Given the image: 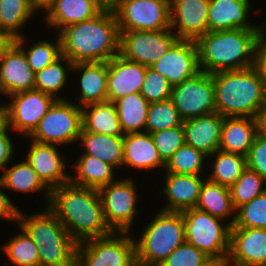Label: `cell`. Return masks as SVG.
<instances>
[{
    "label": "cell",
    "mask_w": 266,
    "mask_h": 266,
    "mask_svg": "<svg viewBox=\"0 0 266 266\" xmlns=\"http://www.w3.org/2000/svg\"><path fill=\"white\" fill-rule=\"evenodd\" d=\"M48 208L78 243L113 233L98 189L65 183L51 190Z\"/></svg>",
    "instance_id": "6da1fadb"
},
{
    "label": "cell",
    "mask_w": 266,
    "mask_h": 266,
    "mask_svg": "<svg viewBox=\"0 0 266 266\" xmlns=\"http://www.w3.org/2000/svg\"><path fill=\"white\" fill-rule=\"evenodd\" d=\"M56 35L62 55L73 64L108 62L119 54L120 32L110 5L93 19L68 25Z\"/></svg>",
    "instance_id": "7a4b0ae2"
},
{
    "label": "cell",
    "mask_w": 266,
    "mask_h": 266,
    "mask_svg": "<svg viewBox=\"0 0 266 266\" xmlns=\"http://www.w3.org/2000/svg\"><path fill=\"white\" fill-rule=\"evenodd\" d=\"M265 30L208 31L195 41L200 71L213 74L255 66L257 43Z\"/></svg>",
    "instance_id": "3957f363"
},
{
    "label": "cell",
    "mask_w": 266,
    "mask_h": 266,
    "mask_svg": "<svg viewBox=\"0 0 266 266\" xmlns=\"http://www.w3.org/2000/svg\"><path fill=\"white\" fill-rule=\"evenodd\" d=\"M216 112L224 117L255 118L266 90L256 66L212 74Z\"/></svg>",
    "instance_id": "277c9868"
},
{
    "label": "cell",
    "mask_w": 266,
    "mask_h": 266,
    "mask_svg": "<svg viewBox=\"0 0 266 266\" xmlns=\"http://www.w3.org/2000/svg\"><path fill=\"white\" fill-rule=\"evenodd\" d=\"M140 234L134 237L137 266H160L185 242L182 213L159 209Z\"/></svg>",
    "instance_id": "5b68a950"
},
{
    "label": "cell",
    "mask_w": 266,
    "mask_h": 266,
    "mask_svg": "<svg viewBox=\"0 0 266 266\" xmlns=\"http://www.w3.org/2000/svg\"><path fill=\"white\" fill-rule=\"evenodd\" d=\"M181 213L184 220L185 241L209 258L227 262L230 253L231 225L195 207Z\"/></svg>",
    "instance_id": "8992f818"
},
{
    "label": "cell",
    "mask_w": 266,
    "mask_h": 266,
    "mask_svg": "<svg viewBox=\"0 0 266 266\" xmlns=\"http://www.w3.org/2000/svg\"><path fill=\"white\" fill-rule=\"evenodd\" d=\"M129 234L113 232L78 243L76 266H137L135 241Z\"/></svg>",
    "instance_id": "52a82bcc"
},
{
    "label": "cell",
    "mask_w": 266,
    "mask_h": 266,
    "mask_svg": "<svg viewBox=\"0 0 266 266\" xmlns=\"http://www.w3.org/2000/svg\"><path fill=\"white\" fill-rule=\"evenodd\" d=\"M82 129V110L70 99L56 100L28 137L41 144L74 145Z\"/></svg>",
    "instance_id": "ba28073f"
},
{
    "label": "cell",
    "mask_w": 266,
    "mask_h": 266,
    "mask_svg": "<svg viewBox=\"0 0 266 266\" xmlns=\"http://www.w3.org/2000/svg\"><path fill=\"white\" fill-rule=\"evenodd\" d=\"M119 31H160L171 27L170 0H115Z\"/></svg>",
    "instance_id": "9c48e42d"
},
{
    "label": "cell",
    "mask_w": 266,
    "mask_h": 266,
    "mask_svg": "<svg viewBox=\"0 0 266 266\" xmlns=\"http://www.w3.org/2000/svg\"><path fill=\"white\" fill-rule=\"evenodd\" d=\"M135 179L118 178L99 189L106 223L113 232H130L139 213ZM138 198V199H137Z\"/></svg>",
    "instance_id": "30bf717a"
},
{
    "label": "cell",
    "mask_w": 266,
    "mask_h": 266,
    "mask_svg": "<svg viewBox=\"0 0 266 266\" xmlns=\"http://www.w3.org/2000/svg\"><path fill=\"white\" fill-rule=\"evenodd\" d=\"M4 112L5 124L20 136L29 137L56 99L38 90L8 96Z\"/></svg>",
    "instance_id": "8fae6325"
},
{
    "label": "cell",
    "mask_w": 266,
    "mask_h": 266,
    "mask_svg": "<svg viewBox=\"0 0 266 266\" xmlns=\"http://www.w3.org/2000/svg\"><path fill=\"white\" fill-rule=\"evenodd\" d=\"M170 99L183 121L216 112L212 74L200 71L173 86Z\"/></svg>",
    "instance_id": "7c38bea8"
},
{
    "label": "cell",
    "mask_w": 266,
    "mask_h": 266,
    "mask_svg": "<svg viewBox=\"0 0 266 266\" xmlns=\"http://www.w3.org/2000/svg\"><path fill=\"white\" fill-rule=\"evenodd\" d=\"M119 32V55L146 67L153 65L179 40L171 28Z\"/></svg>",
    "instance_id": "4fadbf2b"
},
{
    "label": "cell",
    "mask_w": 266,
    "mask_h": 266,
    "mask_svg": "<svg viewBox=\"0 0 266 266\" xmlns=\"http://www.w3.org/2000/svg\"><path fill=\"white\" fill-rule=\"evenodd\" d=\"M150 68L167 78L172 87L194 77L200 72L196 42L178 40Z\"/></svg>",
    "instance_id": "5bb4252c"
},
{
    "label": "cell",
    "mask_w": 266,
    "mask_h": 266,
    "mask_svg": "<svg viewBox=\"0 0 266 266\" xmlns=\"http://www.w3.org/2000/svg\"><path fill=\"white\" fill-rule=\"evenodd\" d=\"M42 209L29 215L20 210L18 214V225L27 232L36 246H77L78 242L56 215L48 207Z\"/></svg>",
    "instance_id": "9a60e30c"
},
{
    "label": "cell",
    "mask_w": 266,
    "mask_h": 266,
    "mask_svg": "<svg viewBox=\"0 0 266 266\" xmlns=\"http://www.w3.org/2000/svg\"><path fill=\"white\" fill-rule=\"evenodd\" d=\"M28 146L25 161L32 166L41 181L50 189L70 182V174H67L68 160L66 154L58 149L57 145L41 144L33 140ZM59 150V151H58ZM64 155V156H63Z\"/></svg>",
    "instance_id": "2e32d148"
},
{
    "label": "cell",
    "mask_w": 266,
    "mask_h": 266,
    "mask_svg": "<svg viewBox=\"0 0 266 266\" xmlns=\"http://www.w3.org/2000/svg\"><path fill=\"white\" fill-rule=\"evenodd\" d=\"M210 0H170L171 29L179 40H194L209 31Z\"/></svg>",
    "instance_id": "e0dca14e"
},
{
    "label": "cell",
    "mask_w": 266,
    "mask_h": 266,
    "mask_svg": "<svg viewBox=\"0 0 266 266\" xmlns=\"http://www.w3.org/2000/svg\"><path fill=\"white\" fill-rule=\"evenodd\" d=\"M228 262L235 266H266V229L231 227Z\"/></svg>",
    "instance_id": "ac0fdd59"
},
{
    "label": "cell",
    "mask_w": 266,
    "mask_h": 266,
    "mask_svg": "<svg viewBox=\"0 0 266 266\" xmlns=\"http://www.w3.org/2000/svg\"><path fill=\"white\" fill-rule=\"evenodd\" d=\"M146 66L129 61L119 54L108 61L107 101L140 93L145 80Z\"/></svg>",
    "instance_id": "d6986e66"
},
{
    "label": "cell",
    "mask_w": 266,
    "mask_h": 266,
    "mask_svg": "<svg viewBox=\"0 0 266 266\" xmlns=\"http://www.w3.org/2000/svg\"><path fill=\"white\" fill-rule=\"evenodd\" d=\"M251 7V0H210L209 31L266 29V21L259 26L250 23Z\"/></svg>",
    "instance_id": "ffe728a7"
},
{
    "label": "cell",
    "mask_w": 266,
    "mask_h": 266,
    "mask_svg": "<svg viewBox=\"0 0 266 266\" xmlns=\"http://www.w3.org/2000/svg\"><path fill=\"white\" fill-rule=\"evenodd\" d=\"M162 190L166 204L160 210L181 212L194 208L199 200L200 190L204 183L205 175H188L165 173ZM203 178H202V177Z\"/></svg>",
    "instance_id": "44dd1931"
},
{
    "label": "cell",
    "mask_w": 266,
    "mask_h": 266,
    "mask_svg": "<svg viewBox=\"0 0 266 266\" xmlns=\"http://www.w3.org/2000/svg\"><path fill=\"white\" fill-rule=\"evenodd\" d=\"M0 82L7 95L34 90L35 72L24 51L14 42L0 60Z\"/></svg>",
    "instance_id": "7402d4cb"
},
{
    "label": "cell",
    "mask_w": 266,
    "mask_h": 266,
    "mask_svg": "<svg viewBox=\"0 0 266 266\" xmlns=\"http://www.w3.org/2000/svg\"><path fill=\"white\" fill-rule=\"evenodd\" d=\"M107 6L103 0H54L44 21L49 30L54 28L58 33L68 25L93 19Z\"/></svg>",
    "instance_id": "603a6c76"
},
{
    "label": "cell",
    "mask_w": 266,
    "mask_h": 266,
    "mask_svg": "<svg viewBox=\"0 0 266 266\" xmlns=\"http://www.w3.org/2000/svg\"><path fill=\"white\" fill-rule=\"evenodd\" d=\"M224 116L217 112L183 121L185 143L212 155L219 149Z\"/></svg>",
    "instance_id": "cb8c5ba5"
},
{
    "label": "cell",
    "mask_w": 266,
    "mask_h": 266,
    "mask_svg": "<svg viewBox=\"0 0 266 266\" xmlns=\"http://www.w3.org/2000/svg\"><path fill=\"white\" fill-rule=\"evenodd\" d=\"M72 72H80L77 81L80 94L75 98L79 107L107 101L108 62L75 63Z\"/></svg>",
    "instance_id": "d4e9b609"
},
{
    "label": "cell",
    "mask_w": 266,
    "mask_h": 266,
    "mask_svg": "<svg viewBox=\"0 0 266 266\" xmlns=\"http://www.w3.org/2000/svg\"><path fill=\"white\" fill-rule=\"evenodd\" d=\"M123 167L140 170H165L166 163L161 159L150 133H130L124 136ZM155 169V170H154Z\"/></svg>",
    "instance_id": "484cf974"
},
{
    "label": "cell",
    "mask_w": 266,
    "mask_h": 266,
    "mask_svg": "<svg viewBox=\"0 0 266 266\" xmlns=\"http://www.w3.org/2000/svg\"><path fill=\"white\" fill-rule=\"evenodd\" d=\"M257 135L256 122L250 117H224L219 149L246 156Z\"/></svg>",
    "instance_id": "4316f807"
},
{
    "label": "cell",
    "mask_w": 266,
    "mask_h": 266,
    "mask_svg": "<svg viewBox=\"0 0 266 266\" xmlns=\"http://www.w3.org/2000/svg\"><path fill=\"white\" fill-rule=\"evenodd\" d=\"M78 141L84 148L80 155L93 156L116 169L123 168L124 136L97 134L81 129Z\"/></svg>",
    "instance_id": "83f0119b"
},
{
    "label": "cell",
    "mask_w": 266,
    "mask_h": 266,
    "mask_svg": "<svg viewBox=\"0 0 266 266\" xmlns=\"http://www.w3.org/2000/svg\"><path fill=\"white\" fill-rule=\"evenodd\" d=\"M72 168L76 175L70 174V182L78 186L99 190L118 179L116 171L119 170L90 155L77 156Z\"/></svg>",
    "instance_id": "f1b7e54d"
},
{
    "label": "cell",
    "mask_w": 266,
    "mask_h": 266,
    "mask_svg": "<svg viewBox=\"0 0 266 266\" xmlns=\"http://www.w3.org/2000/svg\"><path fill=\"white\" fill-rule=\"evenodd\" d=\"M4 188L15 192L29 193L41 192L45 199V207H48L51 190L41 181L38 174L32 169L24 158L15 164L7 166L0 175Z\"/></svg>",
    "instance_id": "f546056e"
},
{
    "label": "cell",
    "mask_w": 266,
    "mask_h": 266,
    "mask_svg": "<svg viewBox=\"0 0 266 266\" xmlns=\"http://www.w3.org/2000/svg\"><path fill=\"white\" fill-rule=\"evenodd\" d=\"M195 208L209 213L211 216L227 220L233 226L236 209L233 207L229 187L205 179L200 190L199 200ZM230 218V219H229Z\"/></svg>",
    "instance_id": "4dcf8cb0"
},
{
    "label": "cell",
    "mask_w": 266,
    "mask_h": 266,
    "mask_svg": "<svg viewBox=\"0 0 266 266\" xmlns=\"http://www.w3.org/2000/svg\"><path fill=\"white\" fill-rule=\"evenodd\" d=\"M82 129L97 134L125 136L122 131L116 105L110 101L88 104L81 107Z\"/></svg>",
    "instance_id": "1f68e13d"
},
{
    "label": "cell",
    "mask_w": 266,
    "mask_h": 266,
    "mask_svg": "<svg viewBox=\"0 0 266 266\" xmlns=\"http://www.w3.org/2000/svg\"><path fill=\"white\" fill-rule=\"evenodd\" d=\"M210 157V158H209ZM212 158L214 159L212 161ZM207 167L212 171L205 177L220 185L231 187L247 168L246 156L225 152L220 149L207 157Z\"/></svg>",
    "instance_id": "d6a6232c"
},
{
    "label": "cell",
    "mask_w": 266,
    "mask_h": 266,
    "mask_svg": "<svg viewBox=\"0 0 266 266\" xmlns=\"http://www.w3.org/2000/svg\"><path fill=\"white\" fill-rule=\"evenodd\" d=\"M149 104L141 93L129 94L115 102L120 125L125 135L145 132Z\"/></svg>",
    "instance_id": "836d02e7"
},
{
    "label": "cell",
    "mask_w": 266,
    "mask_h": 266,
    "mask_svg": "<svg viewBox=\"0 0 266 266\" xmlns=\"http://www.w3.org/2000/svg\"><path fill=\"white\" fill-rule=\"evenodd\" d=\"M72 66L73 63L62 55L54 63L35 73L34 89L51 95L56 100H66L67 97H62L60 93L70 81L68 73L71 74Z\"/></svg>",
    "instance_id": "e575fe53"
},
{
    "label": "cell",
    "mask_w": 266,
    "mask_h": 266,
    "mask_svg": "<svg viewBox=\"0 0 266 266\" xmlns=\"http://www.w3.org/2000/svg\"><path fill=\"white\" fill-rule=\"evenodd\" d=\"M37 13L30 0H0V31L9 33L14 39L24 36L26 23Z\"/></svg>",
    "instance_id": "d590c367"
},
{
    "label": "cell",
    "mask_w": 266,
    "mask_h": 266,
    "mask_svg": "<svg viewBox=\"0 0 266 266\" xmlns=\"http://www.w3.org/2000/svg\"><path fill=\"white\" fill-rule=\"evenodd\" d=\"M20 233L13 234L9 241L2 246L4 254L7 256L8 262H5L4 266H7L9 261L10 265L14 266H39V254L38 247L27 234V232L17 224ZM7 264V265H6Z\"/></svg>",
    "instance_id": "8d00e7d4"
},
{
    "label": "cell",
    "mask_w": 266,
    "mask_h": 266,
    "mask_svg": "<svg viewBox=\"0 0 266 266\" xmlns=\"http://www.w3.org/2000/svg\"><path fill=\"white\" fill-rule=\"evenodd\" d=\"M27 40L24 35L15 39V43L24 51L28 64L35 73L54 63L62 56L59 36H56L55 42L53 39L52 41L42 39L30 44V48L27 47L26 49L25 47L28 44H25V42H28Z\"/></svg>",
    "instance_id": "74e56055"
},
{
    "label": "cell",
    "mask_w": 266,
    "mask_h": 266,
    "mask_svg": "<svg viewBox=\"0 0 266 266\" xmlns=\"http://www.w3.org/2000/svg\"><path fill=\"white\" fill-rule=\"evenodd\" d=\"M207 157L203 152L185 143L166 162L164 173L203 175Z\"/></svg>",
    "instance_id": "f35d334b"
},
{
    "label": "cell",
    "mask_w": 266,
    "mask_h": 266,
    "mask_svg": "<svg viewBox=\"0 0 266 266\" xmlns=\"http://www.w3.org/2000/svg\"><path fill=\"white\" fill-rule=\"evenodd\" d=\"M235 209L266 192V180L257 172L246 168L240 178L229 188Z\"/></svg>",
    "instance_id": "ab89813d"
},
{
    "label": "cell",
    "mask_w": 266,
    "mask_h": 266,
    "mask_svg": "<svg viewBox=\"0 0 266 266\" xmlns=\"http://www.w3.org/2000/svg\"><path fill=\"white\" fill-rule=\"evenodd\" d=\"M182 124L183 120L171 99L149 104L145 132L151 134Z\"/></svg>",
    "instance_id": "60d3db41"
},
{
    "label": "cell",
    "mask_w": 266,
    "mask_h": 266,
    "mask_svg": "<svg viewBox=\"0 0 266 266\" xmlns=\"http://www.w3.org/2000/svg\"><path fill=\"white\" fill-rule=\"evenodd\" d=\"M231 227L266 229V192L238 207Z\"/></svg>",
    "instance_id": "b9f144b4"
},
{
    "label": "cell",
    "mask_w": 266,
    "mask_h": 266,
    "mask_svg": "<svg viewBox=\"0 0 266 266\" xmlns=\"http://www.w3.org/2000/svg\"><path fill=\"white\" fill-rule=\"evenodd\" d=\"M151 137L161 159L165 163L185 144L182 125L151 133Z\"/></svg>",
    "instance_id": "7bdbcfd3"
},
{
    "label": "cell",
    "mask_w": 266,
    "mask_h": 266,
    "mask_svg": "<svg viewBox=\"0 0 266 266\" xmlns=\"http://www.w3.org/2000/svg\"><path fill=\"white\" fill-rule=\"evenodd\" d=\"M171 91L172 86L167 78L150 67L146 68L145 80L140 93L149 103L170 99Z\"/></svg>",
    "instance_id": "ee69618b"
},
{
    "label": "cell",
    "mask_w": 266,
    "mask_h": 266,
    "mask_svg": "<svg viewBox=\"0 0 266 266\" xmlns=\"http://www.w3.org/2000/svg\"><path fill=\"white\" fill-rule=\"evenodd\" d=\"M39 266H76L77 246H40Z\"/></svg>",
    "instance_id": "f6af8a7d"
},
{
    "label": "cell",
    "mask_w": 266,
    "mask_h": 266,
    "mask_svg": "<svg viewBox=\"0 0 266 266\" xmlns=\"http://www.w3.org/2000/svg\"><path fill=\"white\" fill-rule=\"evenodd\" d=\"M208 259L201 250L185 241L160 266H200Z\"/></svg>",
    "instance_id": "bcb514c9"
},
{
    "label": "cell",
    "mask_w": 266,
    "mask_h": 266,
    "mask_svg": "<svg viewBox=\"0 0 266 266\" xmlns=\"http://www.w3.org/2000/svg\"><path fill=\"white\" fill-rule=\"evenodd\" d=\"M247 167L266 180V136L256 135L246 155Z\"/></svg>",
    "instance_id": "7dc6e473"
},
{
    "label": "cell",
    "mask_w": 266,
    "mask_h": 266,
    "mask_svg": "<svg viewBox=\"0 0 266 266\" xmlns=\"http://www.w3.org/2000/svg\"><path fill=\"white\" fill-rule=\"evenodd\" d=\"M11 129L4 124L0 128V169L3 171L12 160H15L13 157L15 152V146L13 144V138L11 137ZM15 152V153H14ZM13 158V159H12Z\"/></svg>",
    "instance_id": "c3c4849f"
},
{
    "label": "cell",
    "mask_w": 266,
    "mask_h": 266,
    "mask_svg": "<svg viewBox=\"0 0 266 266\" xmlns=\"http://www.w3.org/2000/svg\"><path fill=\"white\" fill-rule=\"evenodd\" d=\"M3 190L5 191V188L0 178V219L6 220L7 223H16L17 225L20 209Z\"/></svg>",
    "instance_id": "681fc988"
},
{
    "label": "cell",
    "mask_w": 266,
    "mask_h": 266,
    "mask_svg": "<svg viewBox=\"0 0 266 266\" xmlns=\"http://www.w3.org/2000/svg\"><path fill=\"white\" fill-rule=\"evenodd\" d=\"M264 82L266 90V30L260 36L256 49V64Z\"/></svg>",
    "instance_id": "f907efd6"
},
{
    "label": "cell",
    "mask_w": 266,
    "mask_h": 266,
    "mask_svg": "<svg viewBox=\"0 0 266 266\" xmlns=\"http://www.w3.org/2000/svg\"><path fill=\"white\" fill-rule=\"evenodd\" d=\"M257 134L266 136V99L255 116Z\"/></svg>",
    "instance_id": "816d5d0a"
},
{
    "label": "cell",
    "mask_w": 266,
    "mask_h": 266,
    "mask_svg": "<svg viewBox=\"0 0 266 266\" xmlns=\"http://www.w3.org/2000/svg\"><path fill=\"white\" fill-rule=\"evenodd\" d=\"M14 42L15 39L9 33L0 31V60Z\"/></svg>",
    "instance_id": "f5cc1de1"
},
{
    "label": "cell",
    "mask_w": 266,
    "mask_h": 266,
    "mask_svg": "<svg viewBox=\"0 0 266 266\" xmlns=\"http://www.w3.org/2000/svg\"><path fill=\"white\" fill-rule=\"evenodd\" d=\"M54 0H30L32 8L38 12H46L48 8L52 5Z\"/></svg>",
    "instance_id": "db71d44e"
},
{
    "label": "cell",
    "mask_w": 266,
    "mask_h": 266,
    "mask_svg": "<svg viewBox=\"0 0 266 266\" xmlns=\"http://www.w3.org/2000/svg\"><path fill=\"white\" fill-rule=\"evenodd\" d=\"M225 262H226L225 260L209 258L206 262H204L200 266H222Z\"/></svg>",
    "instance_id": "11a10c76"
},
{
    "label": "cell",
    "mask_w": 266,
    "mask_h": 266,
    "mask_svg": "<svg viewBox=\"0 0 266 266\" xmlns=\"http://www.w3.org/2000/svg\"><path fill=\"white\" fill-rule=\"evenodd\" d=\"M6 96V98H7V95H6V93H5V91H4V89H3V87H2V85H1V82H0V96ZM1 100V102H3V103H0V110H2V111H4L5 112V109H6V102H4V100L2 101V99H0ZM2 104V105H1Z\"/></svg>",
    "instance_id": "9f6ffc18"
},
{
    "label": "cell",
    "mask_w": 266,
    "mask_h": 266,
    "mask_svg": "<svg viewBox=\"0 0 266 266\" xmlns=\"http://www.w3.org/2000/svg\"><path fill=\"white\" fill-rule=\"evenodd\" d=\"M5 124L4 111L0 110V128Z\"/></svg>",
    "instance_id": "6f0895ef"
},
{
    "label": "cell",
    "mask_w": 266,
    "mask_h": 266,
    "mask_svg": "<svg viewBox=\"0 0 266 266\" xmlns=\"http://www.w3.org/2000/svg\"><path fill=\"white\" fill-rule=\"evenodd\" d=\"M107 5H111L115 0H103Z\"/></svg>",
    "instance_id": "680465c9"
},
{
    "label": "cell",
    "mask_w": 266,
    "mask_h": 266,
    "mask_svg": "<svg viewBox=\"0 0 266 266\" xmlns=\"http://www.w3.org/2000/svg\"><path fill=\"white\" fill-rule=\"evenodd\" d=\"M222 266H235V265H232V264H230V263L227 261V262H225Z\"/></svg>",
    "instance_id": "91938a15"
}]
</instances>
